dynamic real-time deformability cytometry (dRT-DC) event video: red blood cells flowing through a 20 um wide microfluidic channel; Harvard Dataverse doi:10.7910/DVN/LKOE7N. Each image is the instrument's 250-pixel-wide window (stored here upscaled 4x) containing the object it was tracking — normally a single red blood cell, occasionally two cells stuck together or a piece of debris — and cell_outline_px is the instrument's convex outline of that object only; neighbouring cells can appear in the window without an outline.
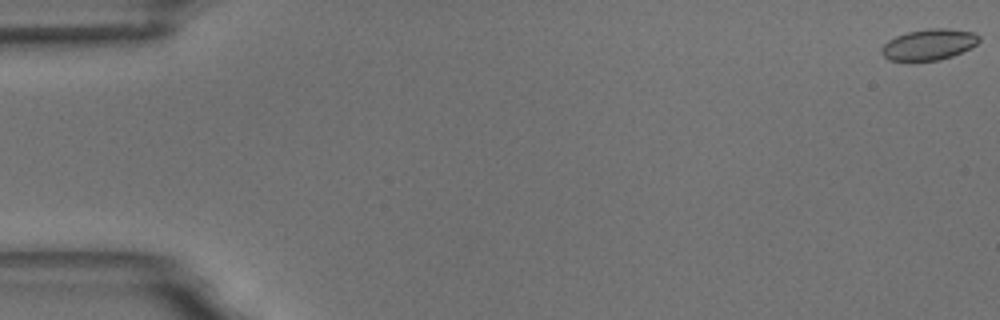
{"species": "common noctule bat (a hibernating species)", "species_latin": "Nyctalus noctula", "temperature_condition": "room temperature", "stored_images_in_passage": 59, "camera_frame_rate_fps": 3000, "um_per_image_px": 0.085, "animal": {"sex": "male", "body_mass_g": 18.8}, "frame": {"image": 1, "passage_image": 1, "time_ms": 0.0, "image_size_px": [1000, 320], "cell_outline_px": [[980, 40], [972, 48], [952, 56], [940, 60], [888, 60], [880, 52], [880, 48], [888, 40], [896, 36], [908, 32], [928, 28], [948, 28], [976, 32], [980, 36]], "centroid_in_image_um": [78.99, 3.77], "position_along_channel_um": 6.0, "area_um2": 17.74}}
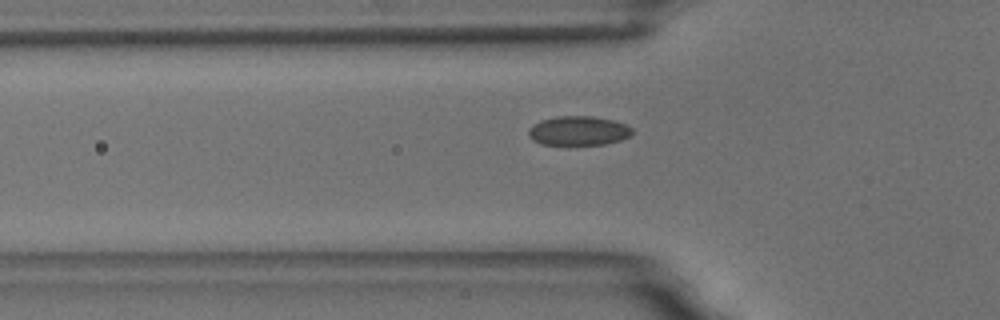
{"frame": {"image": 2, "passage_image": 20, "time_ms": 6.333, "image_size_px": [1000, 320], "cell_outline_px": [[632, 132], [628, 136], [620, 140], [604, 144], [576, 148], [540, 144], [532, 140], [528, 136], [528, 128], [532, 124], [540, 120], [556, 116], [592, 116], [612, 120], [628, 124], [632, 128]], "centroid_in_image_um": [49.11, 11.16], "position_along_channel_um": 76.7, "area_um2": 18.67}}
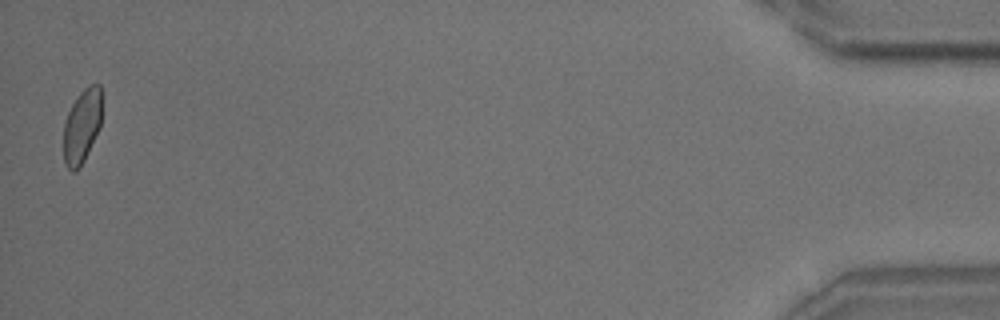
{"frame": {"image": 3, "passage_image": 58, "time_ms": 19.0, "image_size_px": [1000, 320], "cell_outline_px": [[100, 128], [80, 168], [76, 172], [72, 172], [64, 164], [64, 124], [68, 112], [72, 104], [80, 92], [88, 84], [100, 84]], "centroid_in_image_um": [6.95, 10.75], "position_along_channel_um": 428.3, "area_um2": 16.42}, "authors_computed_cell_mechanics": {"area_um2": 17.5712, "velocity_mm_per_s": 3.4893, "shape_relaxation_time_tau1_ms": 5.8187, "shape_relaxation_time_tau2_ms": 0.4996, "deformation_change_tau1": 0.0809, "deformation_change_tau2": 0.0463}}